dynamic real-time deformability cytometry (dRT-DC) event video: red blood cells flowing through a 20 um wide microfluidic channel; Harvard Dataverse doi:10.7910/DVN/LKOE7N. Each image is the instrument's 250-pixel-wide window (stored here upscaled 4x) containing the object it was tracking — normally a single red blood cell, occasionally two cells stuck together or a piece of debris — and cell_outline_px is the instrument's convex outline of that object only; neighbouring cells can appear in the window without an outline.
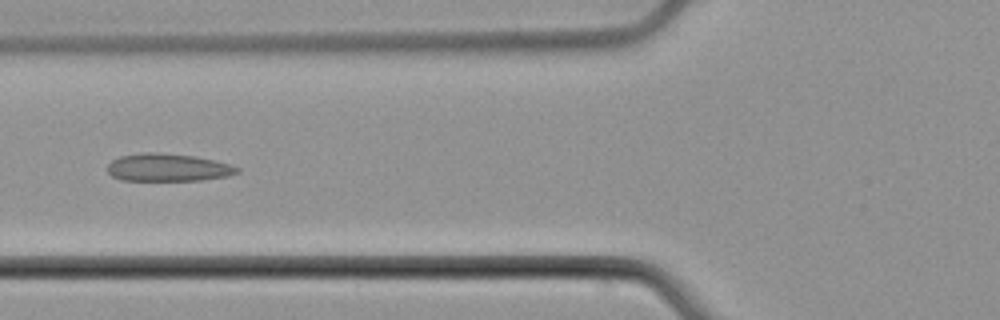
{"species": "common noctule bat (a hibernating species)", "species_latin": "Nyctalus noctula", "temperature_condition": "cold", "stored_images_in_passage": 6, "camera_frame_rate_fps": 3000, "um_per_image_px": 0.085, "animal": {"sex": "male", "body_mass_g": 21.5, "forearm_length_mm": 52.0}, "frame": {"image": 1, "passage_image": 5, "time_ms": 5.333, "image_size_px": [1000, 320], "cell_outline_px": [[240, 172], [228, 176], [200, 180], [120, 180], [112, 176], [108, 172], [108, 164], [112, 160], [120, 156], [144, 152], [156, 152], [196, 156], [228, 164], [240, 168]], "centroid_in_image_um": [14.26, 14.23], "position_along_channel_um": 111.5, "area_um2": 20.87}}
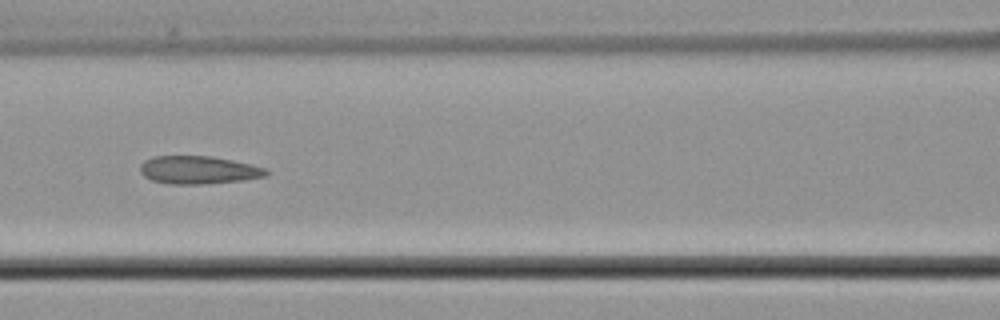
{"frame": {"image": 2, "passage_image": 6, "time_ms": 6.333, "image_size_px": [1000, 320], "cell_outline_px": [[268, 172], [264, 176], [244, 180], [200, 184], [168, 184], [152, 180], [144, 176], [140, 172], [140, 164], [144, 160], [152, 156], [212, 156], [232, 160], [264, 168]], "centroid_in_image_um": [16.8, 14.44], "position_along_channel_um": 149.8, "area_um2": 20.4}}